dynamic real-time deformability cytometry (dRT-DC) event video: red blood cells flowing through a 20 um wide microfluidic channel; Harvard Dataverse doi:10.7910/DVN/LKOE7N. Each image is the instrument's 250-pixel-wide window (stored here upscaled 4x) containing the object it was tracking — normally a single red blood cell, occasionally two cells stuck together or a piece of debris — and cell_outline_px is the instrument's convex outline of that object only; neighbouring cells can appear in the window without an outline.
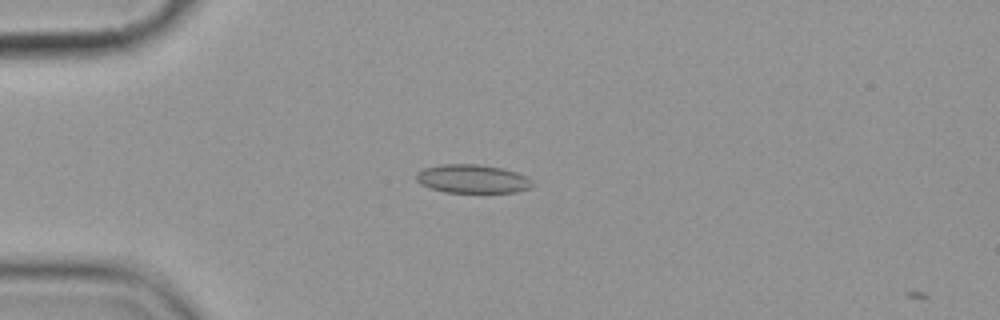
{"species": "common noctule bat (a hibernating species)", "species_latin": "Nyctalus noctula", "temperature_condition": "cold", "stored_images_in_passage": 10, "camera_frame_rate_fps": 3000, "um_per_image_px": 0.085, "animal": {"sex": "female", "body_mass_g": 19.9}, "frame": {"image": 1, "passage_image": 5, "time_ms": 4.667, "image_size_px": [1000, 320], "cell_outline_px": [[532, 188], [516, 192], [444, 192], [420, 184], [416, 180], [416, 172], [424, 168], [440, 164], [476, 164], [504, 168], [516, 172], [524, 176], [532, 184]], "centroid_in_image_um": [40.12, 15.19], "position_along_channel_um": 44.9, "area_um2": 19.25}}
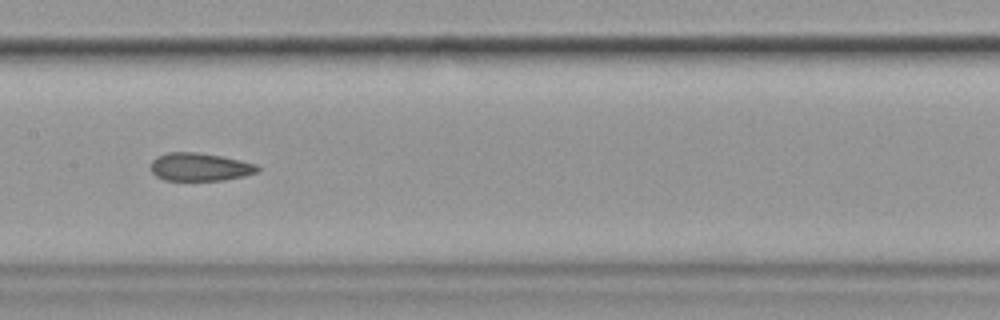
{"frame": {"image": 2, "passage_image": 9, "time_ms": 9.333, "image_size_px": [1000, 320], "cell_outline_px": [[260, 168], [256, 172], [244, 176], [224, 180], [164, 180], [156, 176], [152, 172], [152, 160], [156, 156], [168, 152], [196, 152], [220, 156], [256, 164]], "centroid_in_image_um": [16.96, 14.19], "position_along_channel_um": 190.4, "area_um2": 17.28}}
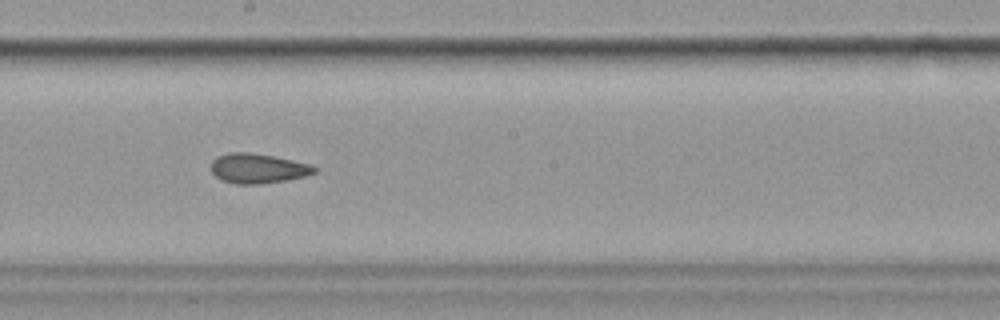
{"frame": {"image": 3, "passage_image": 10, "time_ms": 10.333, "image_size_px": [1000, 320], "cell_outline_px": [[320, 168], [316, 172], [308, 176], [260, 184], [236, 184], [224, 180], [216, 176], [212, 172], [212, 160], [216, 156], [228, 152], [252, 152], [312, 164]], "centroid_in_image_um": [21.96, 14.3], "position_along_channel_um": 226.2, "area_um2": 18.03}}